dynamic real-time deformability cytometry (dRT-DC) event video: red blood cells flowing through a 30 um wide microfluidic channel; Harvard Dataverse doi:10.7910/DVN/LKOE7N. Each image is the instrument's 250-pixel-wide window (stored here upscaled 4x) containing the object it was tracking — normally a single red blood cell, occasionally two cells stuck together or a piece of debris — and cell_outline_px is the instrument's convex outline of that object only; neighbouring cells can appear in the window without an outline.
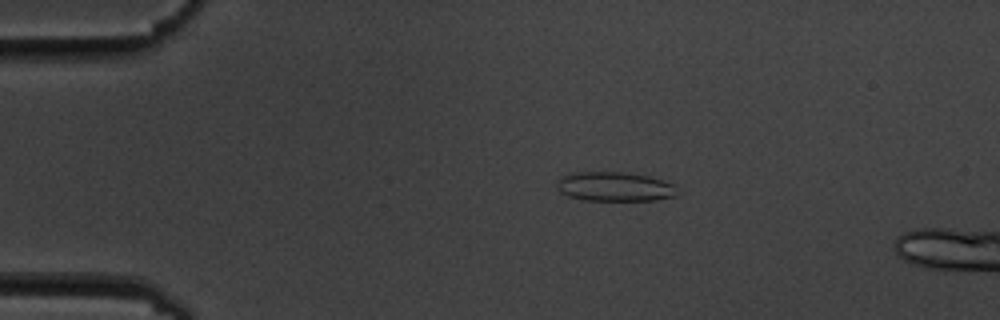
{"species": "common noctule bat (a hibernating species)", "species_latin": "Nyctalus noctula", "temperature_condition": "cold", "stored_images_in_passage": 4, "camera_frame_rate_fps": 3000, "um_per_image_px": 0.085, "animal": {"sex": "male", "body_mass_g": 19.5, "forearm_length_mm": 54.6}, "frame": {"image": 1, "passage_image": 2, "time_ms": 2.0, "image_size_px": [1000, 320], "cell_outline_px": [[676, 196], [656, 200], [584, 200], [568, 196], [560, 192], [556, 188], [556, 180], [572, 172], [624, 172], [648, 176], [672, 184]], "centroid_in_image_um": [52.16, 15.86], "position_along_channel_um": 32.8, "area_um2": 20.4}}